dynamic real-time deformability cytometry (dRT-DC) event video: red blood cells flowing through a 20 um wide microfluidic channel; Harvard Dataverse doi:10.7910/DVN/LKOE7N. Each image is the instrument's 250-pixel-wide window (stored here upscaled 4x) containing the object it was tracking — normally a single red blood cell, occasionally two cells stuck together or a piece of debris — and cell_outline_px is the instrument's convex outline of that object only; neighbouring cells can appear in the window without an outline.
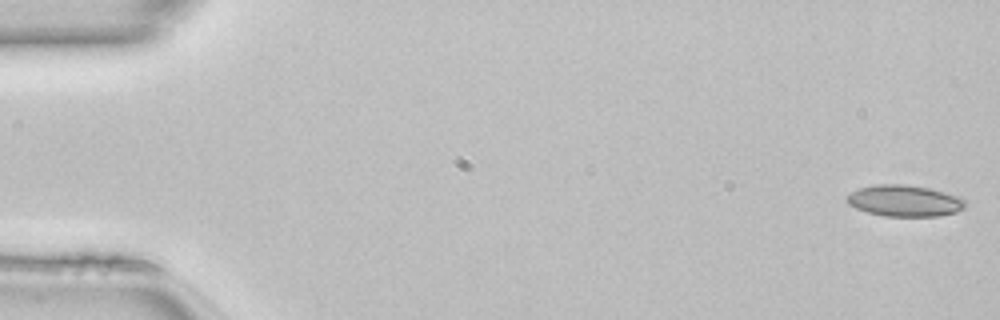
{"species": "common noctule bat (a hibernating species)", "species_latin": "Nyctalus noctula", "temperature_condition": "room temperature", "stored_images_in_passage": 49, "camera_frame_rate_fps": 3000, "um_per_image_px": 0.085, "animal": {"sex": "female", "body_mass_g": 22.7, "forearm_length_mm": 54.2}, "frame": {"image": 1, "passage_image": 1, "time_ms": 0.0, "image_size_px": [1000, 320], "cell_outline_px": [[964, 204], [960, 208], [952, 212], [932, 216], [888, 216], [872, 212], [860, 208], [852, 204], [848, 200], [848, 196], [864, 188], [924, 188], [940, 192], [952, 196], [960, 200]], "centroid_in_image_um": [76.92, 17.15], "position_along_channel_um": 8.1, "area_um2": 18.61}}
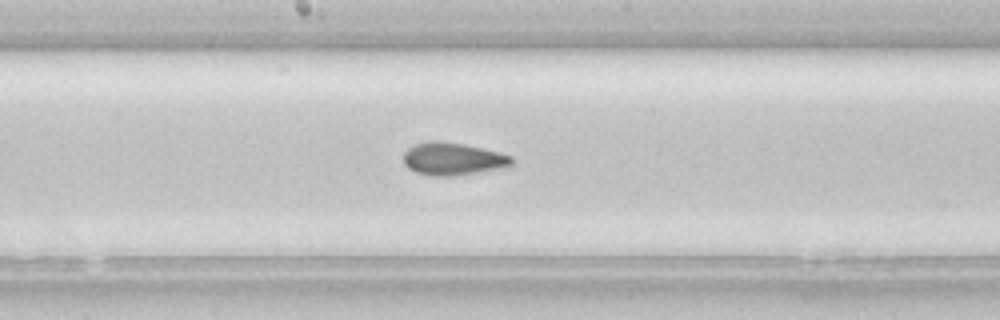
{"frame": {"image": 2, "passage_image": 26, "time_ms": 8.333, "image_size_px": [1000, 320], "cell_outline_px": [[512, 160], [508, 164], [488, 168], [464, 172], [420, 172], [412, 168], [404, 160], [404, 152], [408, 148], [416, 144], [460, 144], [508, 156]], "centroid_in_image_um": [38.39, 13.45], "position_along_channel_um": 209.8, "area_um2": 16.99}}
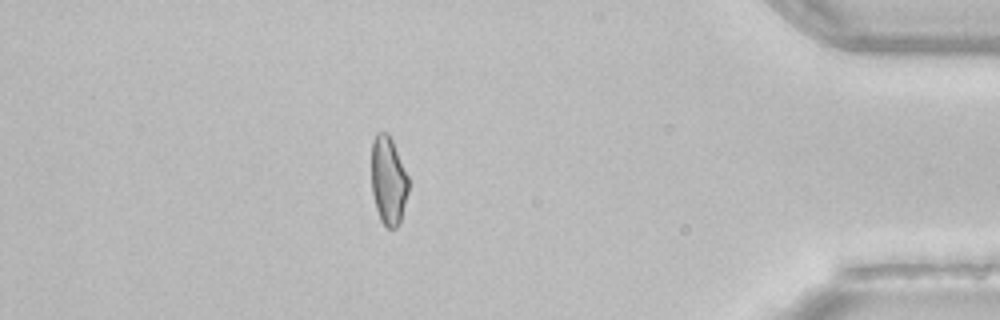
{"frame": {"image": 3, "passage_image": 43, "time_ms": 14.0, "image_size_px": [1000, 320], "cell_outline_px": [[408, 192], [400, 220], [396, 228], [388, 228], [384, 224], [376, 208], [372, 192], [372, 144], [376, 136], [380, 132], [384, 132], [388, 136], [408, 176]], "centroid_in_image_um": [33.0, 15.4], "position_along_channel_um": 402.2, "area_um2": 18.21}, "authors_computed_cell_mechanics": {"area_um2": 18.6694, "velocity_mm_per_s": 4.1655, "shape_relaxation_time_tau1_ms": null, "shape_relaxation_time_tau2_ms": 1.6704, "deformation_change_tau1": null, "deformation_change_tau2": 0.08}}